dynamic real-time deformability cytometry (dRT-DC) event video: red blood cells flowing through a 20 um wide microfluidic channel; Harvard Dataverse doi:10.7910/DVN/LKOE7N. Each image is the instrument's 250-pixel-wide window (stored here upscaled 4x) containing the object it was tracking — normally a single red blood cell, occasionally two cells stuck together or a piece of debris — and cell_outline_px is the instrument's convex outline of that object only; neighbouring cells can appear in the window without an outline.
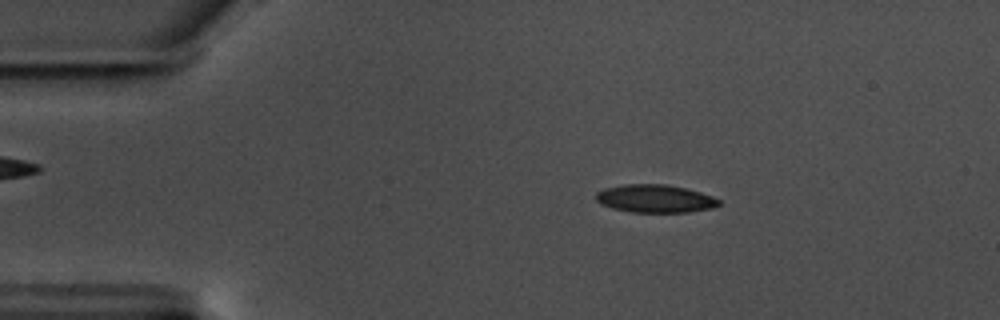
{"species": "common noctule bat (a hibernating species)", "species_latin": "Nyctalus noctula", "temperature_condition": "warm", "stored_images_in_passage": 57, "camera_frame_rate_fps": 3000, "um_per_image_px": 0.085, "animal": {"sex": "male", "body_mass_g": 17.5, "forearm_length_mm": 52.3}, "frame": {"image": 1, "passage_image": 10, "time_ms": 3.0, "image_size_px": [1000, 320], "cell_outline_px": [[720, 204], [712, 208], [688, 212], [632, 212], [612, 208], [600, 204], [596, 200], [596, 192], [604, 188], [624, 184], [664, 184], [684, 188], [700, 192], [712, 196], [720, 200]], "centroid_in_image_um": [55.65, 16.88], "position_along_channel_um": 29.3, "area_um2": 20.0}}
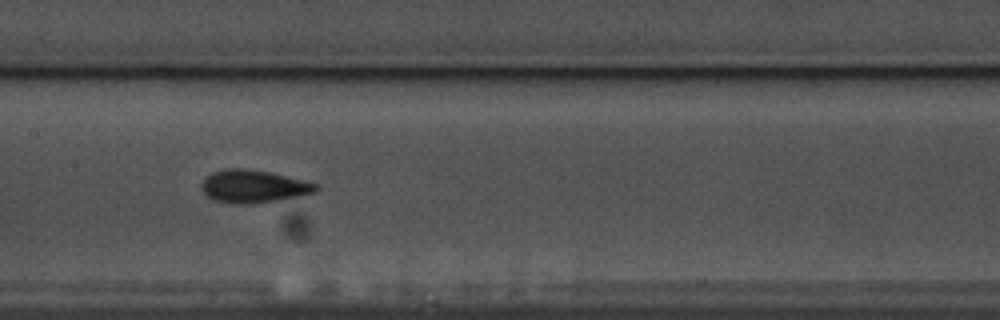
{"frame": {"image": 2, "passage_image": 28, "time_ms": 9.0, "image_size_px": [1000, 320], "cell_outline_px": [[320, 188], [316, 192], [300, 196], [248, 204], [228, 204], [216, 200], [208, 196], [200, 188], [200, 184], [212, 172], [224, 168], [244, 168], [272, 172], [316, 184]], "centroid_in_image_um": [21.52, 15.83], "position_along_channel_um": 185.9, "area_um2": 21.79}}
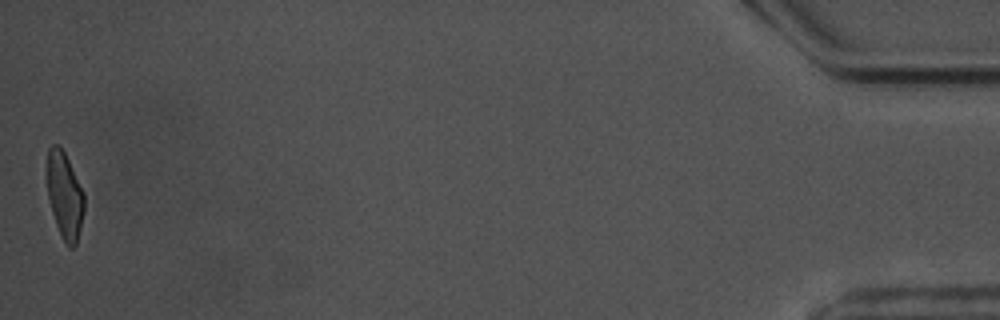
{"frame": {"image": 3, "passage_image": 57, "time_ms": 18.667, "image_size_px": [1000, 320], "cell_outline_px": [[84, 212], [76, 244], [72, 248], [68, 248], [56, 224], [52, 212], [48, 196], [48, 148], [52, 144], [60, 144], [84, 192]], "centroid_in_image_um": [5.51, 16.61], "position_along_channel_um": 429.7, "area_um2": 18.44}, "authors_computed_cell_mechanics": {"area_um2": 20.23, "velocity_mm_per_s": 3.5388, "shape_relaxation_time_tau1_ms": 4.6442, "shape_relaxation_time_tau2_ms": 1.6288, "deformation_change_tau1": 0.1479, "deformation_change_tau2": 0.0656}}